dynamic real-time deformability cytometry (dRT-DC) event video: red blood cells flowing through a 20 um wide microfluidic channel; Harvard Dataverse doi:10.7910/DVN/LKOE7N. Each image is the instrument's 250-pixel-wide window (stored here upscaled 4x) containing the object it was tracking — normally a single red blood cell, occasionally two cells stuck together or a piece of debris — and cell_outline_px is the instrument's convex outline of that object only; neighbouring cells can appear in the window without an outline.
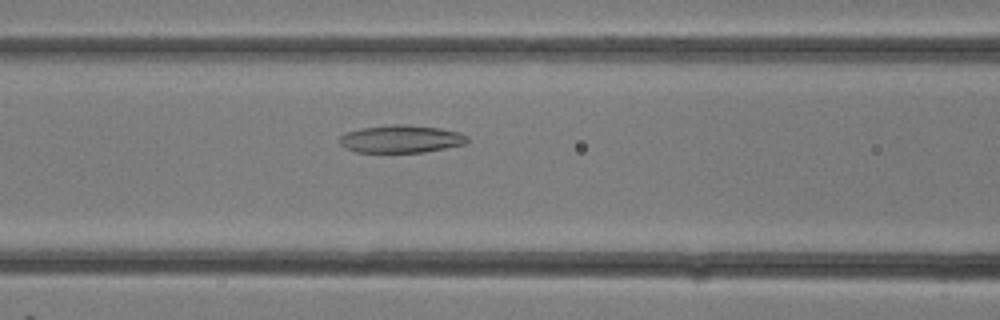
{"species": "common noctule bat (a hibernating species)", "species_latin": "Nyctalus noctula", "temperature_condition": "room temperature", "stored_images_in_passage": 14, "camera_frame_rate_fps": 3000, "um_per_image_px": 0.085, "animal": {"sex": "female"}, "frame": {"image": 1, "passage_image": 12, "time_ms": 3.667, "image_size_px": [1000, 320], "cell_outline_px": [[468, 140], [464, 144], [424, 152], [356, 152], [344, 148], [340, 144], [340, 136], [344, 132], [360, 128], [388, 124], [404, 124], [440, 128], [460, 132], [468, 136]], "centroid_in_image_um": [34.05, 11.8], "position_along_channel_um": 132.6, "area_um2": 20.75}}
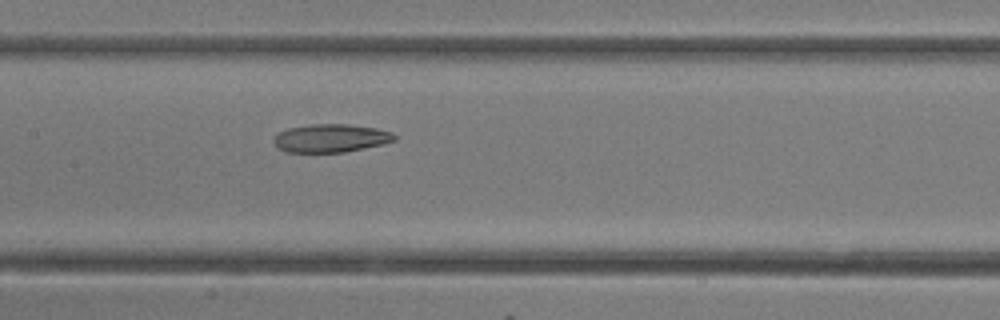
{"frame": {"image": 2, "passage_image": 14, "time_ms": 4.333, "image_size_px": [1000, 320], "cell_outline_px": [[396, 140], [384, 144], [344, 152], [284, 152], [276, 148], [272, 140], [280, 132], [288, 128], [312, 124], [348, 124], [376, 128], [392, 132], [396, 136]], "centroid_in_image_um": [28.11, 11.75], "position_along_channel_um": 179.3, "area_um2": 19.94}}